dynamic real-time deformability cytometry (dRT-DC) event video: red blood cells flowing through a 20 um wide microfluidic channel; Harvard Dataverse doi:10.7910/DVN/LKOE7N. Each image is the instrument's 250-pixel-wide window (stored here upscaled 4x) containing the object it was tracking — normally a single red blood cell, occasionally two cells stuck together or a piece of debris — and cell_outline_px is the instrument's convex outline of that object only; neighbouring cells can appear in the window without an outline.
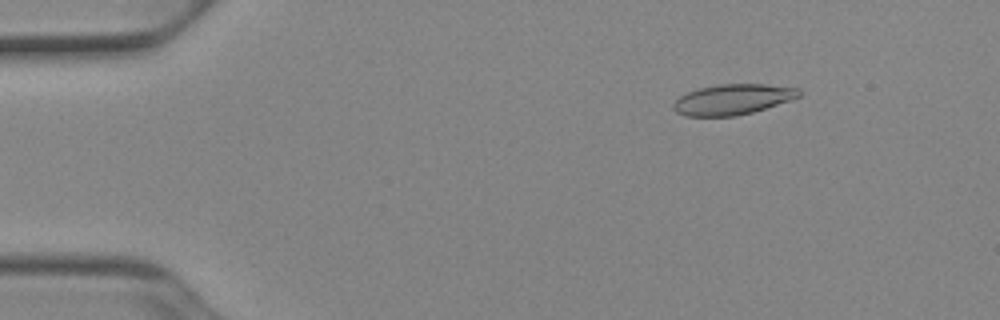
{"species": "Egyptian fruit bat (a non-hibernating species)", "species_latin": "Rousettus aegyptiacus", "temperature_condition": "cold", "stored_images_in_passage": 51, "camera_frame_rate_fps": 3000, "um_per_image_px": 0.085, "animal": {"sex": "female"}, "frame": {"image": 1, "passage_image": 7, "time_ms": 2.0, "image_size_px": [1000, 320], "cell_outline_px": [[800, 96], [752, 112], [736, 116], [688, 116], [676, 112], [672, 108], [672, 104], [680, 96], [688, 92], [700, 88], [720, 84], [764, 84], [800, 88]], "centroid_in_image_um": [62.25, 8.45], "position_along_channel_um": 22.8, "area_um2": 22.02}}
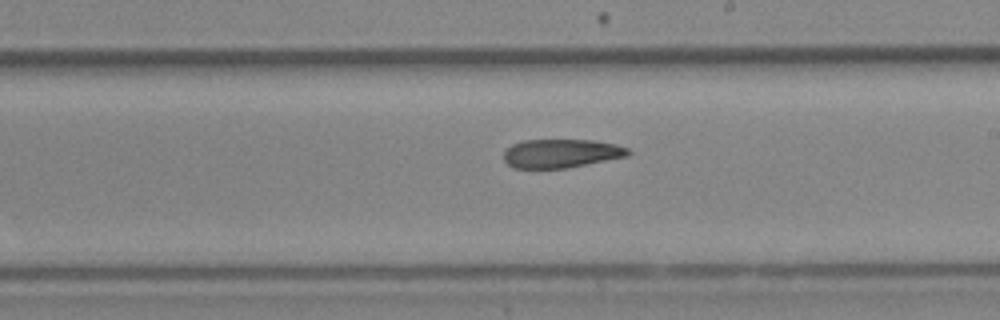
{"frame": {"image": 2, "passage_image": 30, "time_ms": 9.667, "image_size_px": [1000, 320], "cell_outline_px": [[632, 152], [628, 156], [564, 168], [512, 168], [504, 160], [504, 152], [512, 144], [524, 140], [592, 140], [616, 144], [628, 148]], "centroid_in_image_um": [47.7, 13.03], "position_along_channel_um": 241.3, "area_um2": 20.69}}
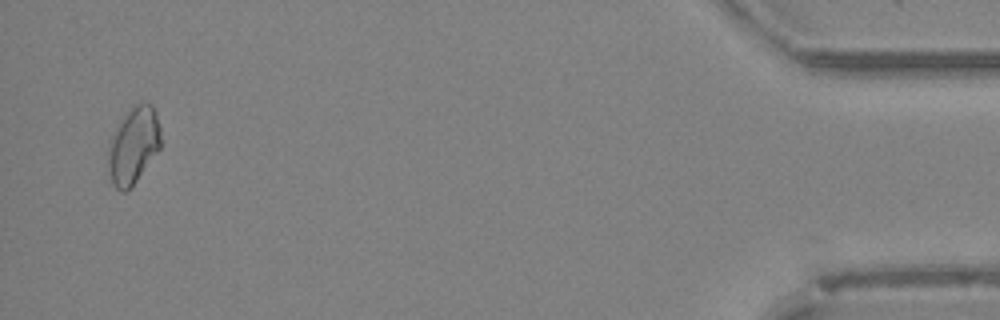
{"frame": {"image": 3, "passage_image": 50, "time_ms": 16.333, "image_size_px": [1000, 320], "cell_outline_px": [[160, 148], [132, 188], [124, 192], [120, 192], [112, 184], [108, 168], [108, 144], [120, 120], [136, 104], [152, 104], [156, 112], [160, 128]], "centroid_in_image_um": [11.33, 12.42], "position_along_channel_um": 423.9, "area_um2": 23.47}, "authors_computed_cell_mechanics": {"area_um2": 22.0218, "velocity_mm_per_s": 3.923, "shape_relaxation_time_tau1_ms": null, "shape_relaxation_time_tau2_ms": 5.3524, "deformation_change_tau1": null, "deformation_change_tau2": 0.1243}}